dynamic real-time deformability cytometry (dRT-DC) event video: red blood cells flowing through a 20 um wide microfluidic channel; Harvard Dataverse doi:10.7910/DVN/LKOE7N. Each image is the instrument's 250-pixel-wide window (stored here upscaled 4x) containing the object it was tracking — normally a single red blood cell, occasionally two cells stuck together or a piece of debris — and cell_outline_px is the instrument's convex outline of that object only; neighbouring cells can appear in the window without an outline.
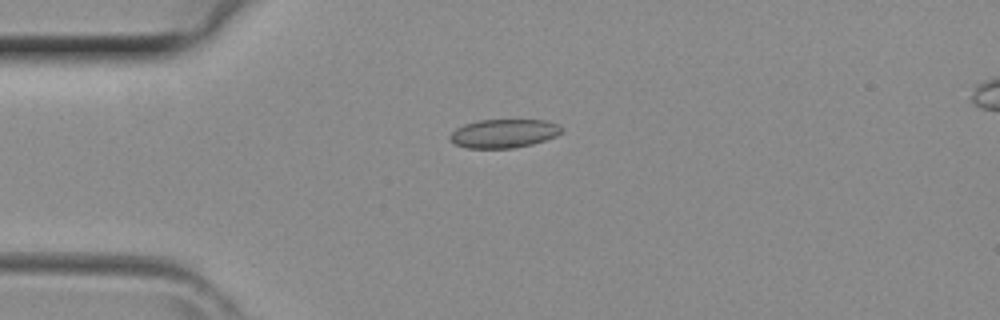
{"species": "common noctule bat (a hibernating species)", "species_latin": "Nyctalus noctula", "temperature_condition": "room temperature", "stored_images_in_passage": 10, "camera_frame_rate_fps": 3000, "um_per_image_px": 0.085, "animal": {"sex": "female", "body_mass_g": 29.2, "forearm_length_mm": 56.3}, "frame": {"image": 1, "passage_image": 9, "time_ms": 2.667, "image_size_px": [1000, 320], "cell_outline_px": [[564, 132], [556, 136], [532, 144], [512, 148], [468, 148], [456, 144], [448, 140], [448, 136], [456, 128], [464, 124], [480, 120], [544, 120], [560, 124], [564, 128]], "centroid_in_image_um": [42.84, 11.34], "position_along_channel_um": 42.2, "area_um2": 18.79}}